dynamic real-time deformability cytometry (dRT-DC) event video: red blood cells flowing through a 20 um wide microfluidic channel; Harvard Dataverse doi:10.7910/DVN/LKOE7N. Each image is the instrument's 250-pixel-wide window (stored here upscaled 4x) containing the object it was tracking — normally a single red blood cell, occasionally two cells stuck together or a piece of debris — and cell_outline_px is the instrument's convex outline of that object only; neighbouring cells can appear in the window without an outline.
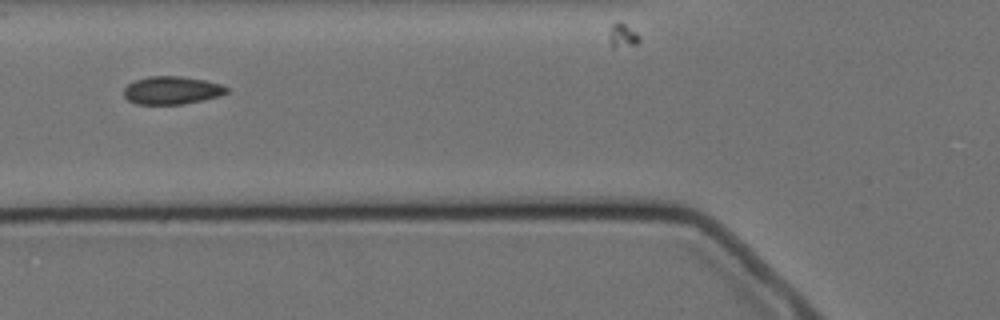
{"species": "Egyptian fruit bat (a non-hibernating species)", "species_latin": "Rousettus aegyptiacus", "temperature_condition": "cold", "stored_images_in_passage": 13, "camera_frame_rate_fps": 3000, "um_per_image_px": 0.085, "animal": {"sex": "female"}, "frame": {"image": 1, "passage_image": 4, "time_ms": 4.333, "image_size_px": [1000, 320], "cell_outline_px": [[228, 92], [220, 96], [204, 100], [184, 104], [136, 104], [128, 100], [124, 96], [124, 88], [128, 84], [136, 80], [148, 76], [180, 76], [204, 80], [220, 84], [228, 88]], "centroid_in_image_um": [14.61, 7.68], "position_along_channel_um": 111.2, "area_um2": 16.76}}
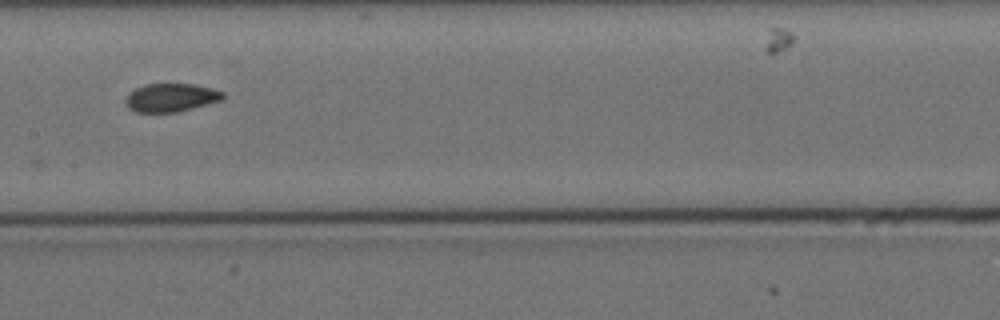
{"frame": {"image": 2, "passage_image": 6, "time_ms": 6.667, "image_size_px": [1000, 320], "cell_outline_px": [[224, 100], [176, 112], [136, 112], [128, 108], [124, 100], [128, 92], [144, 84], [192, 84], [212, 88], [224, 92]], "centroid_in_image_um": [14.52, 8.29], "position_along_channel_um": 192.9, "area_um2": 16.18}}
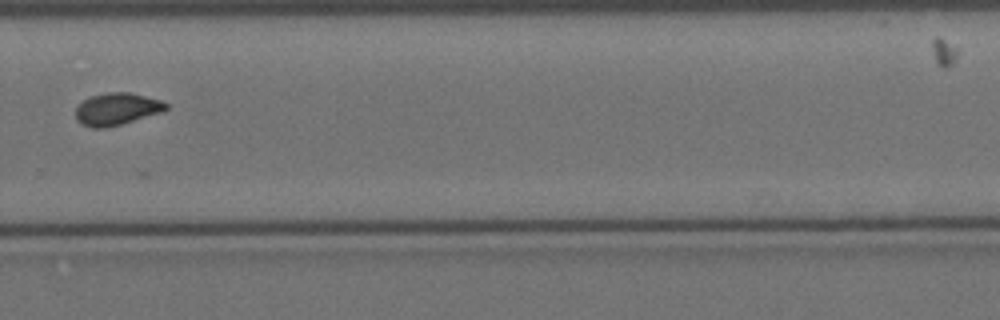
{"frame": {"image": 3, "passage_image": 9, "time_ms": 10.333, "image_size_px": [1000, 320], "cell_outline_px": [[168, 108], [164, 112], [108, 128], [92, 128], [80, 124], [76, 120], [76, 108], [84, 100], [92, 96], [104, 92], [128, 92], [160, 100], [168, 104]], "centroid_in_image_um": [9.93, 9.28], "position_along_channel_um": 319.9, "area_um2": 17.11}}